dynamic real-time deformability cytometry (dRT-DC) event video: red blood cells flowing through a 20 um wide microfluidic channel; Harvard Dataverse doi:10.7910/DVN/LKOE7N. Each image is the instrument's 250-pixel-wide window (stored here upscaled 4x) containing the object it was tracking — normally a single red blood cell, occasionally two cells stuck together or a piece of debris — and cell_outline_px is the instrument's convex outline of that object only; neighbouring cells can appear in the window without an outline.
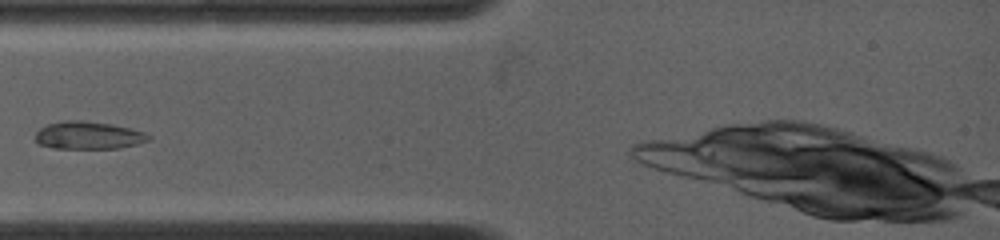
{"species": "common noctule bat (a hibernating species)", "species_latin": "Nyctalus noctula", "temperature_condition": "warm", "stored_images_in_passage": 48, "camera_frame_rate_fps": 4500, "um_per_image_px": 0.085, "animal": {"sex": "female", "body_mass_g": 19.0, "forearm_length_mm": 53.3}, "frame": {"image": 1, "passage_image": 1, "time_ms": 0.0, "image_size_px": [1000, 240], "cell_outline_px": [[152, 136], [148, 140], [136, 144], [120, 148], [52, 148], [40, 144], [36, 140], [36, 132], [40, 128], [48, 124], [64, 120], [80, 120], [112, 124], [144, 132]], "centroid_in_image_um": [7.5, 11.5], "position_along_channel_um": 77.5, "area_um2": 18.09}}
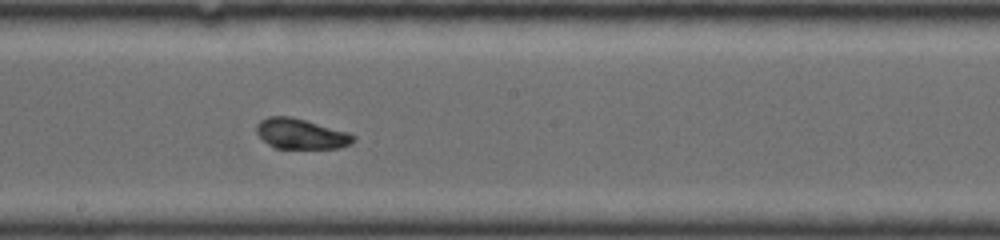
{"frame": {"image": 2, "passage_image": 26, "time_ms": 3.778, "image_size_px": [1000, 240], "cell_outline_px": [[356, 140], [352, 144], [340, 148], [272, 148], [256, 132], [256, 124], [260, 120], [268, 116], [288, 116], [304, 120], [348, 132], [356, 136]], "centroid_in_image_um": [25.59, 11.38], "position_along_channel_um": 222.6, "area_um2": 17.11}}
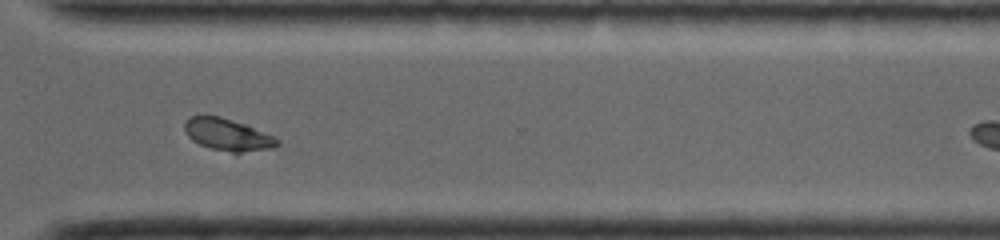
{"frame": {"image": 3, "passage_image": 47, "time_ms": 7.111, "image_size_px": [1000, 240], "cell_outline_px": [[280, 144], [272, 148], [240, 152], [232, 152], [212, 148], [200, 144], [192, 140], [188, 136], [184, 128], [184, 124], [192, 116], [220, 116], [248, 124], [280, 140]], "centroid_in_image_um": [19.37, 11.43], "position_along_channel_um": 351.2, "area_um2": 17.05}}